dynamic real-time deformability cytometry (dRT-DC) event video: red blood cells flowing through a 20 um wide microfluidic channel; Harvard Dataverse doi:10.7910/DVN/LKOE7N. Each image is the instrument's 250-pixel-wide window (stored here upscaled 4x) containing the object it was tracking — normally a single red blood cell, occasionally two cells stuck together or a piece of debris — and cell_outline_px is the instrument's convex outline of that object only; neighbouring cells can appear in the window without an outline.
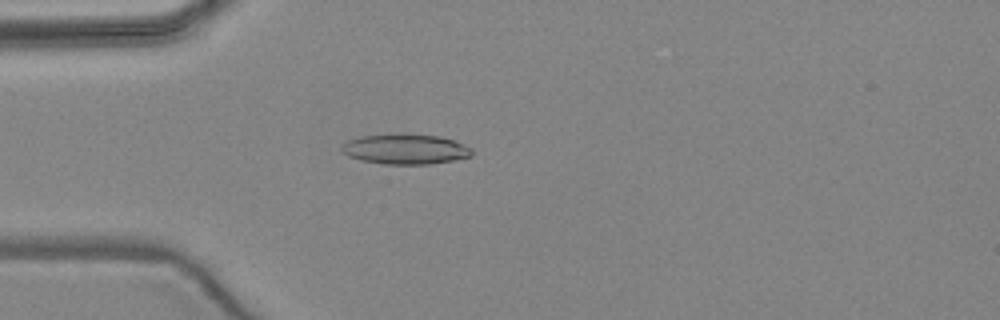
{"species": "common noctule bat (a hibernating species)", "species_latin": "Nyctalus noctula", "temperature_condition": "warm", "stored_images_in_passage": 3, "camera_frame_rate_fps": 3000, "um_per_image_px": 0.085, "animal": {"sex": "female", "body_mass_g": 24.6, "forearm_length_mm": 56.2}, "frame": {"image": 1, "passage_image": 3, "time_ms": 3.333, "image_size_px": [1000, 320], "cell_outline_px": [[472, 156], [452, 160], [428, 164], [384, 164], [360, 160], [348, 156], [340, 152], [340, 148], [348, 140], [360, 136], [400, 132], [440, 136], [452, 140], [472, 148]], "centroid_in_image_um": [34.41, 12.65], "position_along_channel_um": 50.6, "area_um2": 23.24}}